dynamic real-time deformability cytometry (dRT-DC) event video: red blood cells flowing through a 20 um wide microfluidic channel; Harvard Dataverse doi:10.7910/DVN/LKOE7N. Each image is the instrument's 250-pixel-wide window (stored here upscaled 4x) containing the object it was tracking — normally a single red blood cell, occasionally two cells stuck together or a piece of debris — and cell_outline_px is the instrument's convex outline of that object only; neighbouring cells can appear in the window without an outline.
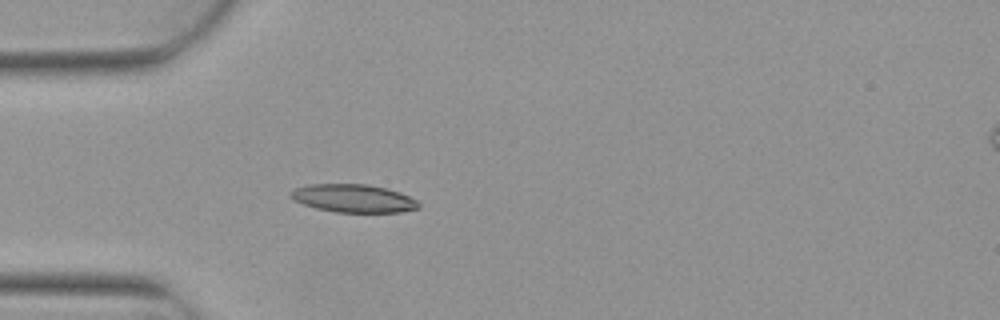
{"species": "Egyptian fruit bat (a non-hibernating species)", "species_latin": "Rousettus aegyptiacus", "temperature_condition": "warm", "stored_images_in_passage": 4, "camera_frame_rate_fps": 3000, "um_per_image_px": 0.085, "animal": {"sex": "female"}, "frame": {"image": 1, "passage_image": 4, "time_ms": 1.0, "image_size_px": [1000, 320], "cell_outline_px": [[420, 208], [400, 212], [336, 212], [316, 208], [304, 204], [296, 200], [292, 196], [292, 192], [296, 188], [308, 184], [368, 184], [400, 192], [416, 200], [420, 204]], "centroid_in_image_um": [30.09, 16.86], "position_along_channel_um": 54.9, "area_um2": 20.63}}